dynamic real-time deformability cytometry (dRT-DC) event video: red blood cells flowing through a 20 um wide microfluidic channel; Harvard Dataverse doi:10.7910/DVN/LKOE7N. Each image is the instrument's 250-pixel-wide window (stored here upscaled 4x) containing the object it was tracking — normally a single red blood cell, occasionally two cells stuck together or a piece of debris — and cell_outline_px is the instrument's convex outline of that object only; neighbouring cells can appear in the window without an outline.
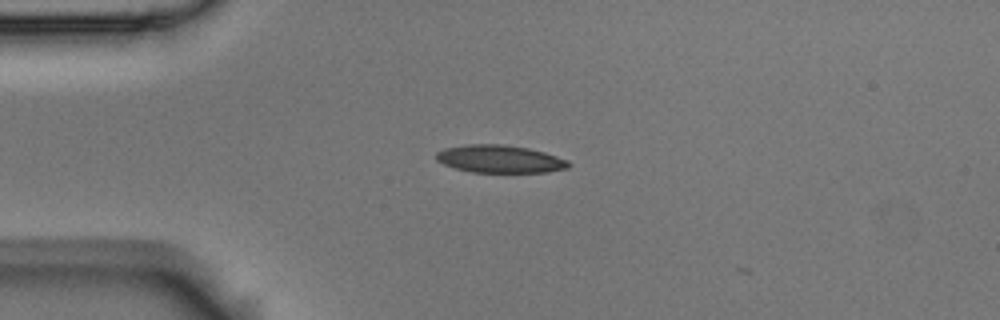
{"species": "Egyptian fruit bat (a non-hibernating species)", "species_latin": "Rousettus aegyptiacus", "temperature_condition": "room temperature", "stored_images_in_passage": 3, "camera_frame_rate_fps": 3000, "um_per_image_px": 0.085, "animal": {"sex": "male"}, "frame": {"image": 1, "passage_image": 1, "time_ms": 0.0, "image_size_px": [1000, 320], "cell_outline_px": [[572, 164], [568, 168], [544, 172], [472, 172], [456, 168], [444, 164], [436, 160], [436, 152], [444, 148], [464, 144], [500, 144], [528, 148], [544, 152], [568, 160]], "centroid_in_image_um": [42.47, 13.51], "position_along_channel_um": 42.5, "area_um2": 21.33}}